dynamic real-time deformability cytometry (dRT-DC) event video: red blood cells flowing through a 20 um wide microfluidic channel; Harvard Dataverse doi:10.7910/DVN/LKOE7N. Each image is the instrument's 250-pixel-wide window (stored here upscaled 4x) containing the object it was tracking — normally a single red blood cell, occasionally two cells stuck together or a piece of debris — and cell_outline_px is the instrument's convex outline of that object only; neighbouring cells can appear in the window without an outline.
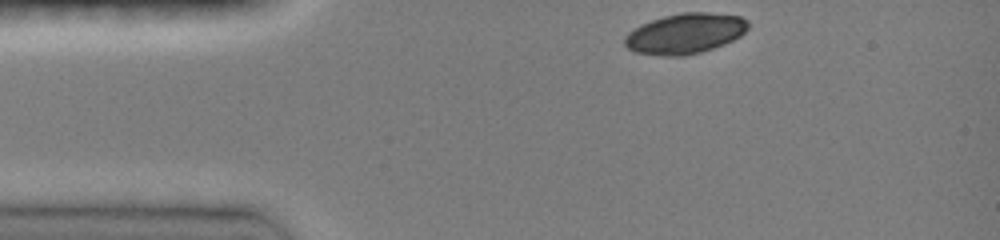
{"species": "common noctule bat (a hibernating species)", "species_latin": "Nyctalus noctula", "temperature_condition": "room temperature", "stored_images_in_passage": 34, "camera_frame_rate_fps": 3000, "um_per_image_px": 0.085, "animal": {"sex": "female", "body_mass_g": 19.0, "forearm_length_mm": 51.5}, "frame": {"image": 1, "passage_image": 1, "time_ms": 0.0, "image_size_px": [1000, 240], "cell_outline_px": [[748, 28], [740, 36], [724, 44], [700, 52], [684, 56], [664, 56], [636, 52], [628, 48], [624, 44], [624, 36], [628, 32], [640, 24], [664, 16], [680, 12], [708, 12], [740, 16], [748, 20]], "centroid_in_image_um": [58.22, 2.84], "position_along_channel_um": 26.8, "area_um2": 29.07}}
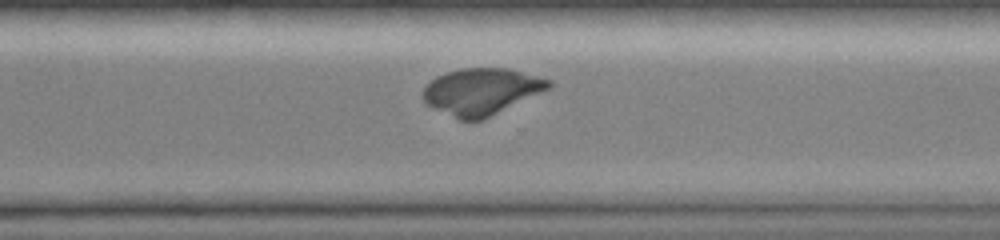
{"frame": {"image": 2, "passage_image": 27, "time_ms": 8.667, "image_size_px": [1000, 240], "cell_outline_px": [[552, 88], [484, 120], [460, 120], [432, 108], [420, 96], [424, 88], [436, 76], [460, 68], [508, 68], [552, 80]], "centroid_in_image_um": [40.95, 7.79], "position_along_channel_um": 329.7, "area_um2": 34.45}}
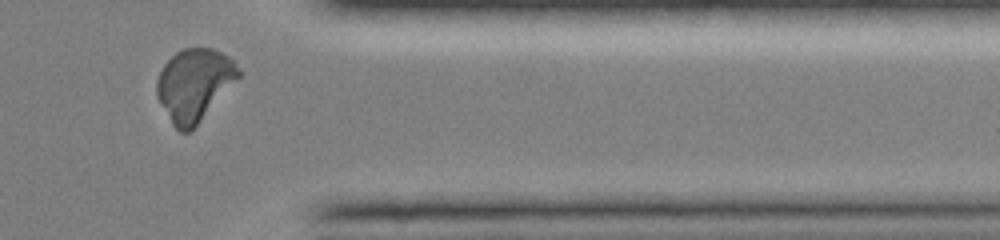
{"frame": {"image": 3, "passage_image": 32, "time_ms": 10.333, "image_size_px": [1000, 240], "cell_outline_px": [[244, 72], [196, 124], [188, 132], [180, 132], [172, 124], [156, 96], [156, 80], [164, 64], [176, 52], [184, 48], [212, 48], [228, 56]], "centroid_in_image_um": [16.5, 7.17], "position_along_channel_um": 394.9, "area_um2": 33.93}}